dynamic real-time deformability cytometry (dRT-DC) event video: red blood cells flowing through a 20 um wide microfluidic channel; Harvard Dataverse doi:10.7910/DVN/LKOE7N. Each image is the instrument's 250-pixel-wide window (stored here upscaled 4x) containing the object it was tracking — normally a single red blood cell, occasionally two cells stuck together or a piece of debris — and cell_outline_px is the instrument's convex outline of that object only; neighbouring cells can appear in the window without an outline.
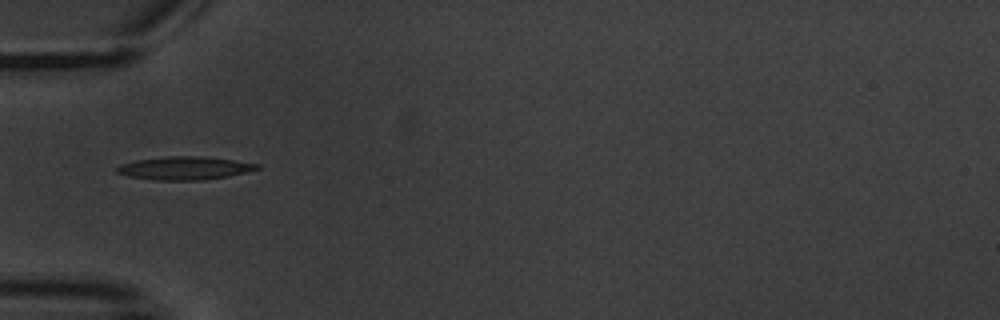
{"species": "common noctule bat (a hibernating species)", "species_latin": "Nyctalus noctula", "temperature_condition": "warm", "stored_images_in_passage": 14, "camera_frame_rate_fps": 3000, "um_per_image_px": 0.085, "animal": {"sex": "male", "body_mass_g": 20.1, "forearm_length_mm": 53.5}, "frame": {"image": 1, "passage_image": 5, "time_ms": 5.333, "image_size_px": [1000, 320], "cell_outline_px": [[260, 168], [228, 176], [204, 180], [152, 180], [128, 176], [116, 172], [116, 168], [120, 164], [136, 160], [168, 156], [200, 156], [236, 160], [260, 164]], "centroid_in_image_um": [15.68, 14.29], "position_along_channel_um": 69.3, "area_um2": 18.9}}
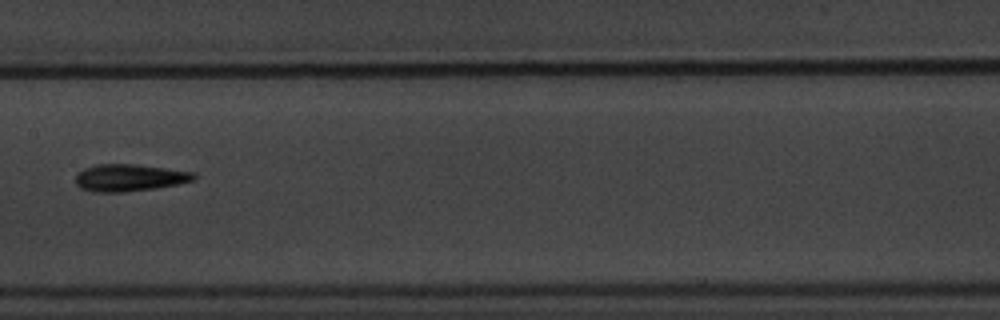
{"frame": {"image": 2, "passage_image": 8, "time_ms": 9.0, "image_size_px": [1000, 320], "cell_outline_px": [[196, 180], [156, 188], [124, 192], [96, 192], [80, 188], [76, 184], [76, 172], [84, 168], [96, 164], [132, 164], [196, 172]], "centroid_in_image_um": [10.99, 15.1], "position_along_channel_um": 196.4, "area_um2": 18.73}}
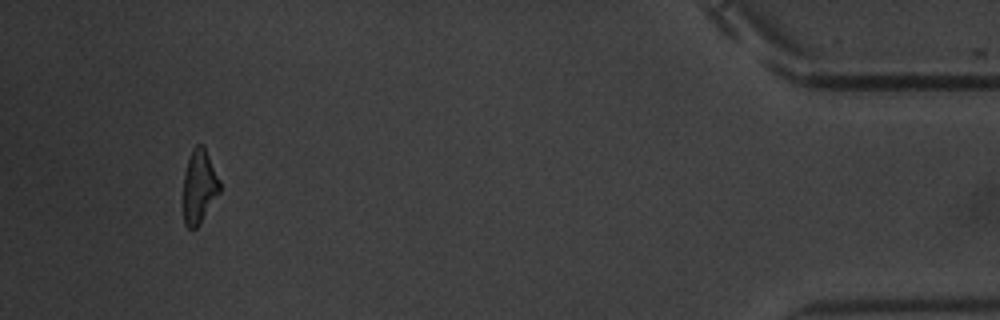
{"frame": {"image": 3, "passage_image": 14, "time_ms": 17.333, "image_size_px": [1000, 320], "cell_outline_px": [[220, 192], [200, 224], [196, 228], [188, 228], [184, 224], [184, 172], [192, 148], [196, 144], [204, 144], [220, 180]], "centroid_in_image_um": [16.95, 15.83], "position_along_channel_um": 418.3, "area_um2": 15.78}, "authors_computed_cell_mechanics": {"area_um2": 17.051, "velocity_mm_per_s": 3.4488, "shape_relaxation_time_tau1_ms": 3.6684, "shape_relaxation_time_tau2_ms": null, "deformation_change_tau1": 0.1126, "deformation_change_tau2": null}}